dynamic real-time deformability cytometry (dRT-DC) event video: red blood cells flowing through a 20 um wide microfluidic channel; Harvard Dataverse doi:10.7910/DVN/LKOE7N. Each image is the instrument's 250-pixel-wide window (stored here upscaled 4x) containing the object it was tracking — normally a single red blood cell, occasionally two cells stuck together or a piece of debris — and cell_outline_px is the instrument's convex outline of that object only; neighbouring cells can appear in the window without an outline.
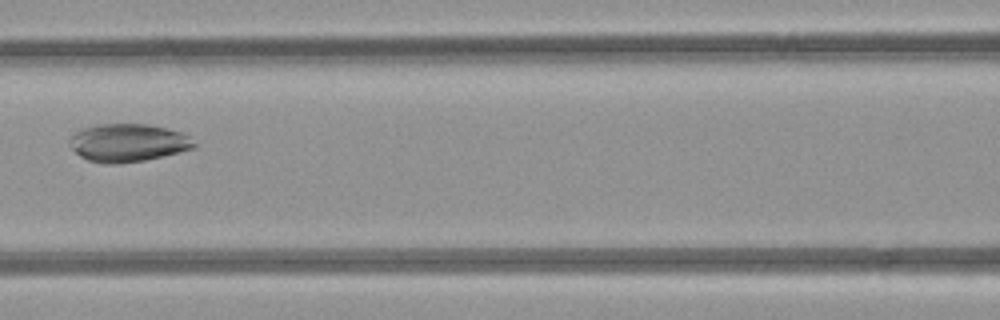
{"species": "common noctule bat (a hibernating species)", "species_latin": "Nyctalus noctula", "temperature_condition": "room temperature", "stored_images_in_passage": 7, "camera_frame_rate_fps": 3000, "um_per_image_px": 0.085, "animal": {"sex": "female", "body_mass_g": 21.9}, "frame": {"image": 1, "passage_image": 6, "time_ms": 6.667, "image_size_px": [1000, 320], "cell_outline_px": [[196, 148], [144, 160], [116, 164], [104, 164], [88, 160], [80, 156], [68, 144], [68, 140], [76, 132], [84, 128], [100, 124], [144, 124], [168, 128], [180, 132], [188, 136], [196, 144]], "centroid_in_image_um": [10.87, 12.14], "position_along_channel_um": 155.7, "area_um2": 27.4}}
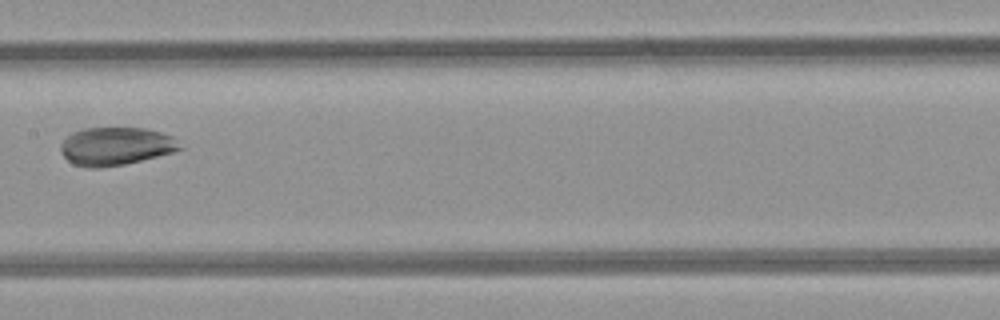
{"frame": {"image": 2, "passage_image": 7, "time_ms": 7.667, "image_size_px": [1000, 320], "cell_outline_px": [[184, 148], [172, 152], [124, 164], [100, 168], [84, 168], [72, 164], [60, 152], [60, 144], [72, 132], [84, 128], [144, 128], [160, 132], [172, 136]], "centroid_in_image_um": [9.8, 12.43], "position_along_channel_um": 197.6, "area_um2": 26.41}}